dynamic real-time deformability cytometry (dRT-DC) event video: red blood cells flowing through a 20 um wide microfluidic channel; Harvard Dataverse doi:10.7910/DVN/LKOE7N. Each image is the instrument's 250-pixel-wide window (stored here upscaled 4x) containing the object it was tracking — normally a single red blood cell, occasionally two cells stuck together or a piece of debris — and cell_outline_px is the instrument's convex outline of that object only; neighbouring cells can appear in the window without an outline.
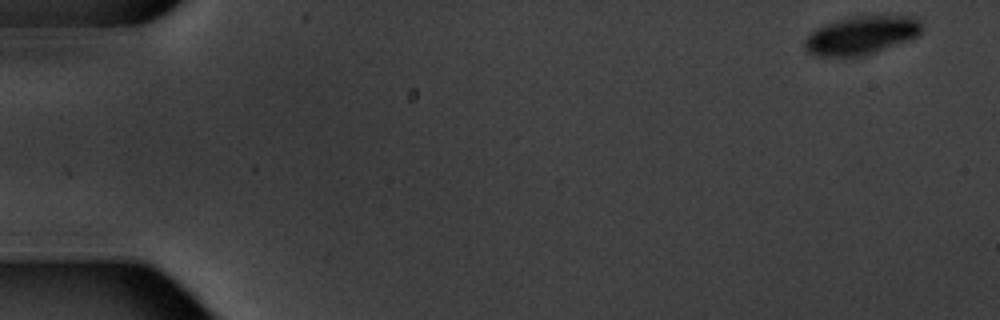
{"species": "common noctule bat (a hibernating species)", "species_latin": "Nyctalus noctula", "temperature_condition": "warm", "stored_images_in_passage": 11, "camera_frame_rate_fps": 3000, "um_per_image_px": 0.085, "animal": {"sex": "male", "body_mass_g": 20.1, "forearm_length_mm": 53.5}, "frame": {"image": 1, "passage_image": 1, "time_ms": 0.0, "image_size_px": [1000, 320], "cell_outline_px": [[920, 32], [916, 36], [908, 40], [860, 56], [820, 56], [808, 52], [804, 48], [804, 40], [816, 28], [824, 24], [852, 16], [916, 16], [920, 20]], "centroid_in_image_um": [73.18, 2.98], "position_along_channel_um": 11.8, "area_um2": 25.72}}
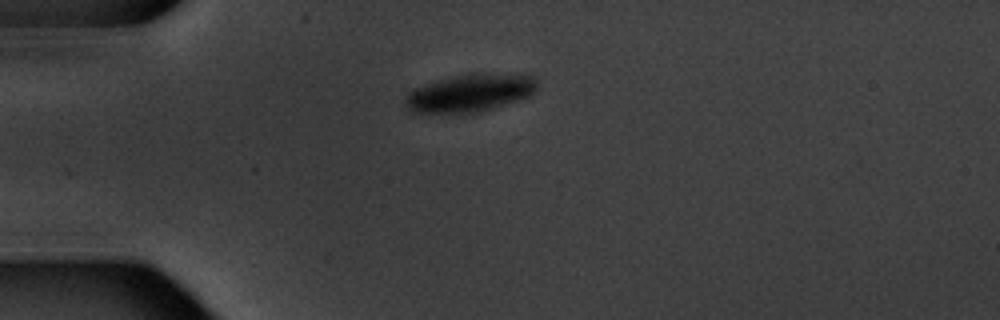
{"frame": {"image": 2, "passage_image": 4, "time_ms": 4.333, "image_size_px": [1000, 320], "cell_outline_px": [[536, 88], [528, 96], [480, 112], [408, 112], [404, 108], [404, 88], [452, 76], [476, 72], [528, 72], [536, 76]], "centroid_in_image_um": [39.88, 7.84], "position_along_channel_um": 45.1, "area_um2": 30.23}}
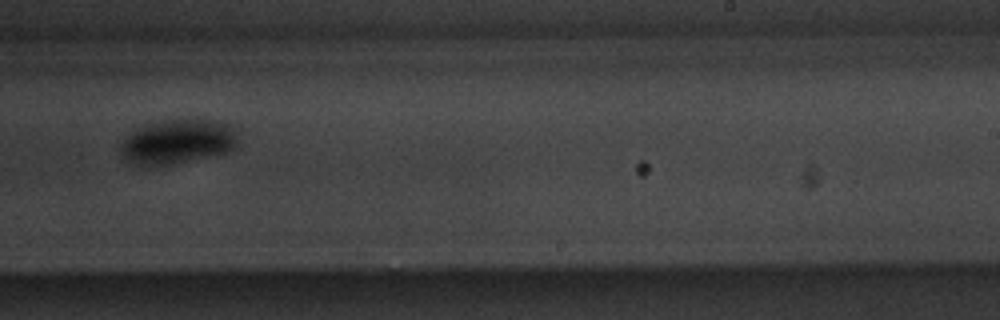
{"frame": {"image": 3, "passage_image": 10, "time_ms": 11.667, "image_size_px": [1000, 320], "cell_outline_px": [[236, 148], [228, 152], [172, 164], [148, 168], [136, 164], [128, 160], [120, 152], [120, 144], [136, 128], [160, 120], [216, 120], [228, 124], [236, 128]], "centroid_in_image_um": [15.1, 12.05], "position_along_channel_um": 273.9, "area_um2": 30.52}}